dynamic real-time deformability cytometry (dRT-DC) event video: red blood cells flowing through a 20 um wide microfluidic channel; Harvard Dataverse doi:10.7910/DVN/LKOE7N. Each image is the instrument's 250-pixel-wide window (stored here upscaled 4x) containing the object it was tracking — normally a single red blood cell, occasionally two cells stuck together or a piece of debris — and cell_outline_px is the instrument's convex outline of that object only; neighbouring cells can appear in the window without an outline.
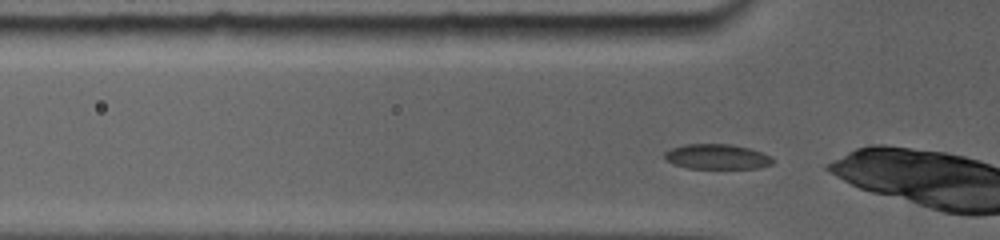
{"species": "common noctule bat (a hibernating species)", "species_latin": "Nyctalus noctula", "temperature_condition": "room temperature", "stored_images_in_passage": 46, "camera_frame_rate_fps": 5000, "um_per_image_px": 0.085, "animal": {"sex": "female", "body_mass_g": 19.0, "forearm_length_mm": 56.7}, "frame": {"image": 1, "passage_image": 2, "time_ms": 0.2, "image_size_px": [1000, 240], "cell_outline_px": [[772, 164], [760, 168], [688, 168], [672, 164], [664, 160], [664, 152], [672, 148], [688, 144], [728, 144], [748, 148], [760, 152], [768, 156], [772, 160]], "centroid_in_image_um": [60.87, 13.32], "position_along_channel_um": 64.9, "area_um2": 15.61}}
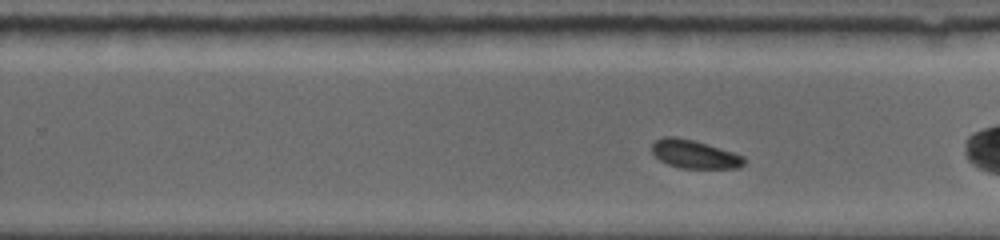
{"frame": {"image": 2, "passage_image": 27, "time_ms": 5.6, "image_size_px": [1000, 240], "cell_outline_px": [[744, 164], [740, 168], [680, 168], [668, 164], [660, 160], [652, 152], [652, 144], [656, 140], [664, 136], [676, 136], [708, 144], [744, 156]], "centroid_in_image_um": [59.02, 13.1], "position_along_channel_um": 270.8, "area_um2": 15.14}}
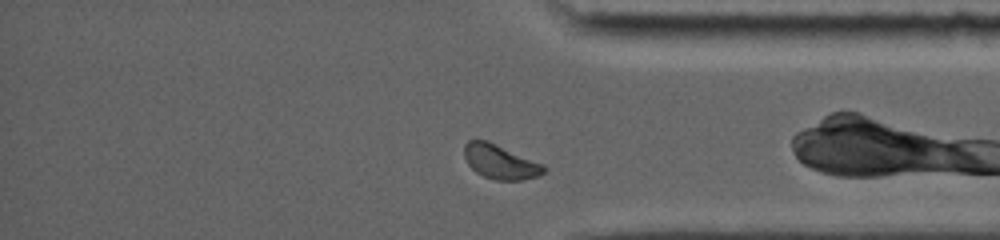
{"frame": {"image": 3, "passage_image": 42, "time_ms": 8.8, "image_size_px": [1000, 240], "cell_outline_px": [[548, 168], [540, 176], [520, 180], [496, 180], [484, 176], [476, 172], [468, 164], [464, 156], [464, 144], [468, 140], [488, 140], [544, 164]], "centroid_in_image_um": [42.54, 13.75], "position_along_channel_um": 392.7, "area_um2": 16.07}, "authors_computed_cell_mechanics": {"area_um2": 15.4904, "velocity_mm_per_s": 3.8222, "shape_relaxation_time_tau1_ms": 2.272, "shape_relaxation_time_tau2_ms": null, "deformation_change_tau1": 0.063, "deformation_change_tau2": null}}